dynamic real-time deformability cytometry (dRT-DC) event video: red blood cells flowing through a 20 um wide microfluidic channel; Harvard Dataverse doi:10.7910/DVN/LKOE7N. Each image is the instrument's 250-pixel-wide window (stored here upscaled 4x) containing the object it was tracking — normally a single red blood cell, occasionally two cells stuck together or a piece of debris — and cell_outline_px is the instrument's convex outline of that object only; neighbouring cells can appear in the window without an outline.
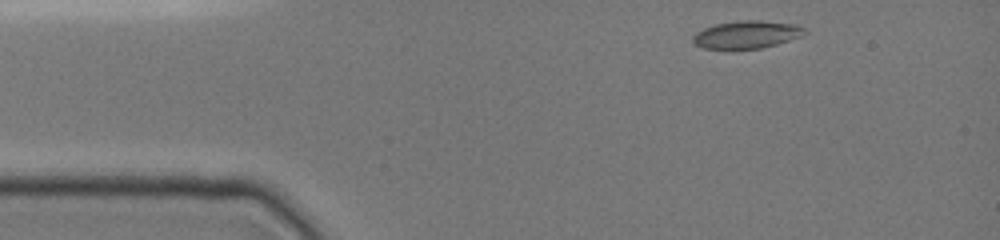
{"species": "common noctule bat (a hibernating species)", "species_latin": "Nyctalus noctula", "temperature_condition": "cold", "stored_images_in_passage": 31, "camera_frame_rate_fps": 3000, "um_per_image_px": 0.085, "animal": {"sex": "female", "body_mass_g": 19.0, "forearm_length_mm": 51.5}, "frame": {"image": 1, "passage_image": 1, "time_ms": 0.0, "image_size_px": [1000, 240], "cell_outline_px": [[808, 32], [800, 36], [776, 44], [760, 48], [704, 48], [696, 44], [692, 40], [692, 36], [696, 32], [704, 28], [716, 24], [740, 20], [760, 20], [796, 24], [804, 28]], "centroid_in_image_um": [63.47, 2.92], "position_along_channel_um": 21.5, "area_um2": 17.74}}
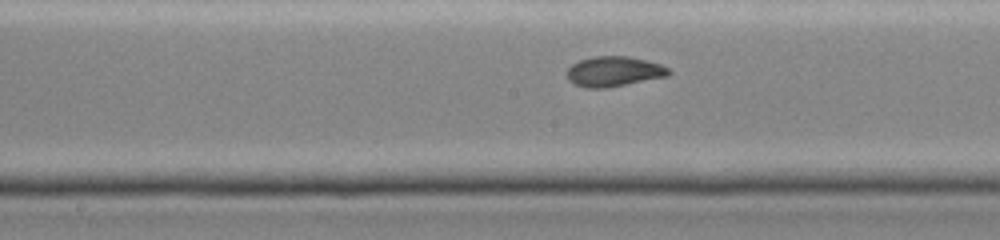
{"frame": {"image": 2, "passage_image": 16, "time_ms": 6.0, "image_size_px": [1000, 240], "cell_outline_px": [[672, 72], [668, 76], [608, 88], [584, 88], [568, 80], [568, 68], [572, 64], [580, 60], [592, 56], [628, 56], [660, 64], [668, 68]], "centroid_in_image_um": [52.18, 6.08], "position_along_channel_um": 196.0, "area_um2": 17.86}}
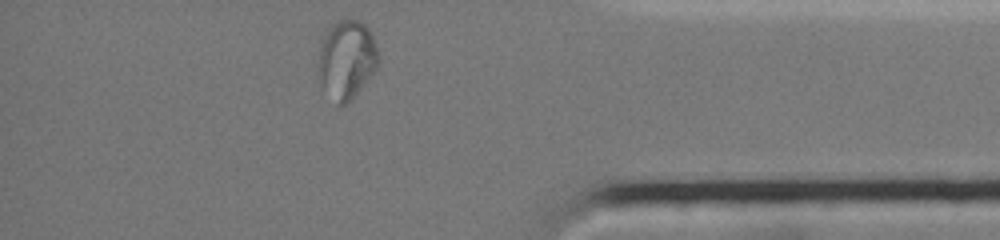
{"frame": {"image": 3, "passage_image": 30, "time_ms": 11.667, "image_size_px": [1000, 240], "cell_outline_px": [[380, 64], [356, 92], [344, 104], [340, 104], [316, 80], [320, 48], [328, 28], [332, 24], [340, 20], [356, 20], [364, 24], [368, 28], [372, 36], [380, 56]], "centroid_in_image_um": [29.46, 5.02], "position_along_channel_um": 405.7, "area_um2": 26.99}}